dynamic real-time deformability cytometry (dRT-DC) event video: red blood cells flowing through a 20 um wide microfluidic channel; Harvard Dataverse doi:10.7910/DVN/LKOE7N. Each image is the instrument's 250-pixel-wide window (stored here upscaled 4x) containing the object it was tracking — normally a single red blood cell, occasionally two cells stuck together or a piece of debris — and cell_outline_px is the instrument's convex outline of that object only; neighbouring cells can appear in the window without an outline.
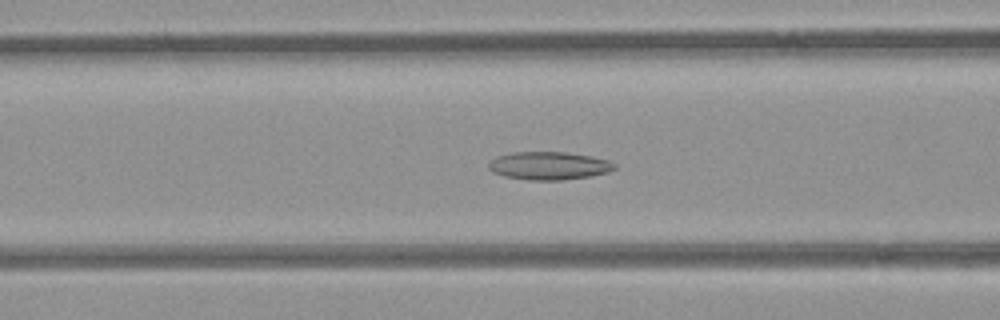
{"species": "common noctule bat (a hibernating species)", "species_latin": "Nyctalus noctula", "temperature_condition": "room temperature", "stored_images_in_passage": 46, "camera_frame_rate_fps": 3000, "um_per_image_px": 0.085, "animal": {"sex": "female", "body_mass_g": 21.9}, "frame": {"image": 1, "passage_image": 13, "time_ms": 4.0, "image_size_px": [1000, 320], "cell_outline_px": [[616, 168], [608, 172], [592, 176], [564, 180], [528, 180], [504, 176], [492, 172], [488, 168], [488, 164], [496, 156], [512, 152], [564, 152], [588, 156], [608, 160], [616, 164]], "centroid_in_image_um": [46.65, 14.09], "position_along_channel_um": 120.0, "area_um2": 20.58}}
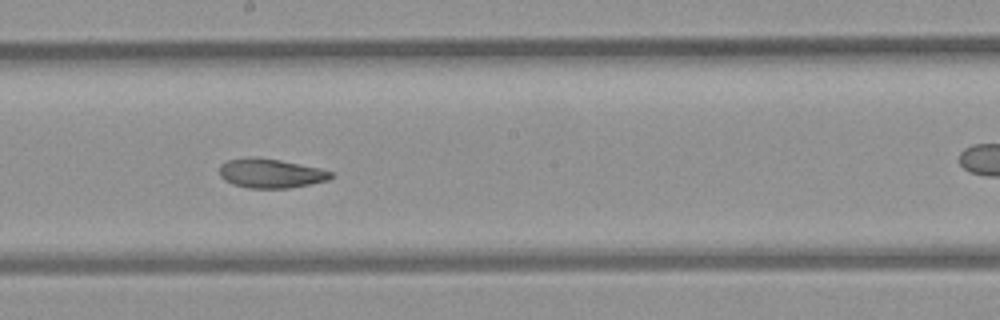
{"frame": {"image": 2, "passage_image": 21, "time_ms": 6.667, "image_size_px": [1000, 320], "cell_outline_px": [[336, 176], [328, 180], [288, 188], [248, 188], [232, 184], [224, 180], [220, 176], [220, 164], [228, 160], [252, 156], [280, 160], [320, 168], [332, 172]], "centroid_in_image_um": [23.0, 14.73], "position_along_channel_um": 225.2, "area_um2": 19.07}}
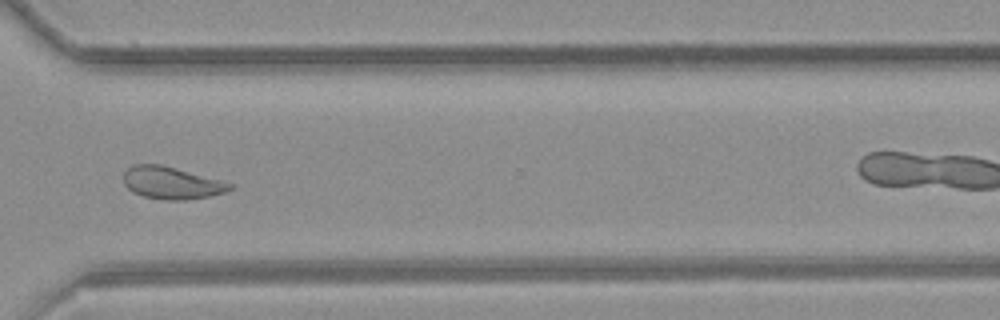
{"frame": {"image": 3, "passage_image": 31, "time_ms": 10.0, "image_size_px": [1000, 320], "cell_outline_px": [[232, 188], [224, 192], [208, 196], [188, 200], [164, 200], [144, 196], [132, 192], [124, 184], [124, 172], [132, 164], [160, 164], [220, 180], [232, 184]], "centroid_in_image_um": [14.53, 15.55], "position_along_channel_um": 356.1, "area_um2": 19.77}, "authors_computed_cell_mechanics": {"area_um2": 20.7502, "velocity_mm_per_s": 3.932, "shape_relaxation_time_tau1_ms": null, "shape_relaxation_time_tau2_ms": 4.0474, "deformation_change_tau1": null, "deformation_change_tau2": 0.0956}}